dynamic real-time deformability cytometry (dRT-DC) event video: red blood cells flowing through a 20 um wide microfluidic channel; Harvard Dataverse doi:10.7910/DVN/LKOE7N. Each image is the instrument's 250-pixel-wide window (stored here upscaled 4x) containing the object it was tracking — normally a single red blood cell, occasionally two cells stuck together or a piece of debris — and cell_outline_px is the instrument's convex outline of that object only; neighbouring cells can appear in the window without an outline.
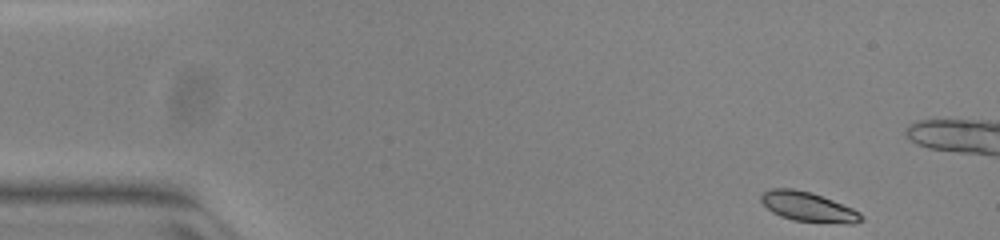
{"species": "common noctule bat (a hibernating species)", "species_latin": "Nyctalus noctula", "temperature_condition": "warm", "stored_images_in_passage": 13, "camera_frame_rate_fps": 3000, "um_per_image_px": 0.085, "animal": {"sex": "female", "body_mass_g": 23.0, "forearm_length_mm": 53.4}, "frame": {"image": 1, "passage_image": 1, "time_ms": 0.0, "image_size_px": [1000, 240], "cell_outline_px": [[864, 220], [852, 224], [848, 224], [792, 220], [780, 216], [772, 212], [760, 200], [760, 196], [764, 192], [772, 188], [792, 188], [812, 192], [852, 208], [860, 212], [864, 216]], "centroid_in_image_um": [68.72, 17.59], "position_along_channel_um": 16.3, "area_um2": 17.34}}